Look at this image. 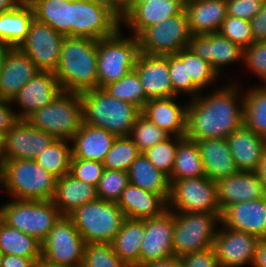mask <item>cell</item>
<instances>
[{"mask_svg": "<svg viewBox=\"0 0 266 267\" xmlns=\"http://www.w3.org/2000/svg\"><path fill=\"white\" fill-rule=\"evenodd\" d=\"M244 86L224 81L188 101L185 137L193 141L227 138L244 123Z\"/></svg>", "mask_w": 266, "mask_h": 267, "instance_id": "obj_1", "label": "cell"}, {"mask_svg": "<svg viewBox=\"0 0 266 267\" xmlns=\"http://www.w3.org/2000/svg\"><path fill=\"white\" fill-rule=\"evenodd\" d=\"M55 76L64 91L82 93L98 88L97 40L65 36Z\"/></svg>", "mask_w": 266, "mask_h": 267, "instance_id": "obj_2", "label": "cell"}, {"mask_svg": "<svg viewBox=\"0 0 266 267\" xmlns=\"http://www.w3.org/2000/svg\"><path fill=\"white\" fill-rule=\"evenodd\" d=\"M57 178L35 160L3 161L0 171V193L18 200H52Z\"/></svg>", "mask_w": 266, "mask_h": 267, "instance_id": "obj_3", "label": "cell"}, {"mask_svg": "<svg viewBox=\"0 0 266 267\" xmlns=\"http://www.w3.org/2000/svg\"><path fill=\"white\" fill-rule=\"evenodd\" d=\"M83 122L100 127L116 137L129 136L141 110L132 103L112 97L103 88L80 93Z\"/></svg>", "mask_w": 266, "mask_h": 267, "instance_id": "obj_4", "label": "cell"}, {"mask_svg": "<svg viewBox=\"0 0 266 267\" xmlns=\"http://www.w3.org/2000/svg\"><path fill=\"white\" fill-rule=\"evenodd\" d=\"M3 199L0 201V219L41 243L62 216L52 200Z\"/></svg>", "mask_w": 266, "mask_h": 267, "instance_id": "obj_5", "label": "cell"}, {"mask_svg": "<svg viewBox=\"0 0 266 267\" xmlns=\"http://www.w3.org/2000/svg\"><path fill=\"white\" fill-rule=\"evenodd\" d=\"M55 139L71 140L83 122L80 93L61 90L53 101L25 119Z\"/></svg>", "mask_w": 266, "mask_h": 267, "instance_id": "obj_6", "label": "cell"}, {"mask_svg": "<svg viewBox=\"0 0 266 267\" xmlns=\"http://www.w3.org/2000/svg\"><path fill=\"white\" fill-rule=\"evenodd\" d=\"M139 54L138 38L121 28L114 35L97 40L98 88H104L134 70Z\"/></svg>", "mask_w": 266, "mask_h": 267, "instance_id": "obj_7", "label": "cell"}, {"mask_svg": "<svg viewBox=\"0 0 266 267\" xmlns=\"http://www.w3.org/2000/svg\"><path fill=\"white\" fill-rule=\"evenodd\" d=\"M69 217L86 244L111 243L126 219L116 202L101 199L85 203Z\"/></svg>", "mask_w": 266, "mask_h": 267, "instance_id": "obj_8", "label": "cell"}, {"mask_svg": "<svg viewBox=\"0 0 266 267\" xmlns=\"http://www.w3.org/2000/svg\"><path fill=\"white\" fill-rule=\"evenodd\" d=\"M219 214L174 212L173 252L183 257L213 247Z\"/></svg>", "mask_w": 266, "mask_h": 267, "instance_id": "obj_9", "label": "cell"}, {"mask_svg": "<svg viewBox=\"0 0 266 267\" xmlns=\"http://www.w3.org/2000/svg\"><path fill=\"white\" fill-rule=\"evenodd\" d=\"M167 209L173 212L221 215L216 183L207 176L169 180Z\"/></svg>", "mask_w": 266, "mask_h": 267, "instance_id": "obj_10", "label": "cell"}, {"mask_svg": "<svg viewBox=\"0 0 266 267\" xmlns=\"http://www.w3.org/2000/svg\"><path fill=\"white\" fill-rule=\"evenodd\" d=\"M42 244V259L56 267H82L86 242L69 216H61Z\"/></svg>", "mask_w": 266, "mask_h": 267, "instance_id": "obj_11", "label": "cell"}, {"mask_svg": "<svg viewBox=\"0 0 266 267\" xmlns=\"http://www.w3.org/2000/svg\"><path fill=\"white\" fill-rule=\"evenodd\" d=\"M185 9L164 22L145 28L138 36L140 52L148 55H172L189 46L191 39Z\"/></svg>", "mask_w": 266, "mask_h": 267, "instance_id": "obj_12", "label": "cell"}, {"mask_svg": "<svg viewBox=\"0 0 266 267\" xmlns=\"http://www.w3.org/2000/svg\"><path fill=\"white\" fill-rule=\"evenodd\" d=\"M188 48L202 60L210 63L223 81H231L229 76L235 72L238 74L237 68L242 70L240 67L243 65V49L219 32L192 35ZM231 66L233 69L235 68V72H232Z\"/></svg>", "mask_w": 266, "mask_h": 267, "instance_id": "obj_13", "label": "cell"}, {"mask_svg": "<svg viewBox=\"0 0 266 267\" xmlns=\"http://www.w3.org/2000/svg\"><path fill=\"white\" fill-rule=\"evenodd\" d=\"M120 28L121 21L106 7L91 0H71V36L100 40Z\"/></svg>", "mask_w": 266, "mask_h": 267, "instance_id": "obj_14", "label": "cell"}, {"mask_svg": "<svg viewBox=\"0 0 266 267\" xmlns=\"http://www.w3.org/2000/svg\"><path fill=\"white\" fill-rule=\"evenodd\" d=\"M64 38V35L34 18L19 48L29 56L39 71L55 74Z\"/></svg>", "mask_w": 266, "mask_h": 267, "instance_id": "obj_15", "label": "cell"}, {"mask_svg": "<svg viewBox=\"0 0 266 267\" xmlns=\"http://www.w3.org/2000/svg\"><path fill=\"white\" fill-rule=\"evenodd\" d=\"M260 238L223 227L218 228L213 249L220 267H253Z\"/></svg>", "mask_w": 266, "mask_h": 267, "instance_id": "obj_16", "label": "cell"}, {"mask_svg": "<svg viewBox=\"0 0 266 267\" xmlns=\"http://www.w3.org/2000/svg\"><path fill=\"white\" fill-rule=\"evenodd\" d=\"M55 138L45 131L32 127L25 119H19L3 137V161L38 157Z\"/></svg>", "mask_w": 266, "mask_h": 267, "instance_id": "obj_17", "label": "cell"}, {"mask_svg": "<svg viewBox=\"0 0 266 267\" xmlns=\"http://www.w3.org/2000/svg\"><path fill=\"white\" fill-rule=\"evenodd\" d=\"M173 234V211L167 209L157 217L145 219V235L141 241L140 264L174 256Z\"/></svg>", "mask_w": 266, "mask_h": 267, "instance_id": "obj_18", "label": "cell"}, {"mask_svg": "<svg viewBox=\"0 0 266 267\" xmlns=\"http://www.w3.org/2000/svg\"><path fill=\"white\" fill-rule=\"evenodd\" d=\"M52 72H38L12 98L11 103L19 119H26L34 111L50 104L61 91Z\"/></svg>", "mask_w": 266, "mask_h": 267, "instance_id": "obj_19", "label": "cell"}, {"mask_svg": "<svg viewBox=\"0 0 266 267\" xmlns=\"http://www.w3.org/2000/svg\"><path fill=\"white\" fill-rule=\"evenodd\" d=\"M184 9L185 0H147L135 6L121 20V29L137 37L145 28L160 24Z\"/></svg>", "mask_w": 266, "mask_h": 267, "instance_id": "obj_20", "label": "cell"}, {"mask_svg": "<svg viewBox=\"0 0 266 267\" xmlns=\"http://www.w3.org/2000/svg\"><path fill=\"white\" fill-rule=\"evenodd\" d=\"M136 71L147 100L176 97L172 88L169 72V55L139 54Z\"/></svg>", "mask_w": 266, "mask_h": 267, "instance_id": "obj_21", "label": "cell"}, {"mask_svg": "<svg viewBox=\"0 0 266 267\" xmlns=\"http://www.w3.org/2000/svg\"><path fill=\"white\" fill-rule=\"evenodd\" d=\"M188 101L179 96L150 99L141 113L170 136L185 137Z\"/></svg>", "mask_w": 266, "mask_h": 267, "instance_id": "obj_22", "label": "cell"}, {"mask_svg": "<svg viewBox=\"0 0 266 267\" xmlns=\"http://www.w3.org/2000/svg\"><path fill=\"white\" fill-rule=\"evenodd\" d=\"M40 72L20 48H9L0 68V99L12 100Z\"/></svg>", "mask_w": 266, "mask_h": 267, "instance_id": "obj_23", "label": "cell"}, {"mask_svg": "<svg viewBox=\"0 0 266 267\" xmlns=\"http://www.w3.org/2000/svg\"><path fill=\"white\" fill-rule=\"evenodd\" d=\"M215 183L221 211L232 204L265 197L266 190L255 172L239 171Z\"/></svg>", "mask_w": 266, "mask_h": 267, "instance_id": "obj_24", "label": "cell"}, {"mask_svg": "<svg viewBox=\"0 0 266 267\" xmlns=\"http://www.w3.org/2000/svg\"><path fill=\"white\" fill-rule=\"evenodd\" d=\"M221 225L236 231L256 235L260 239L266 232V199L232 204L220 215Z\"/></svg>", "mask_w": 266, "mask_h": 267, "instance_id": "obj_25", "label": "cell"}, {"mask_svg": "<svg viewBox=\"0 0 266 267\" xmlns=\"http://www.w3.org/2000/svg\"><path fill=\"white\" fill-rule=\"evenodd\" d=\"M226 140L238 170L255 172L266 148V139L255 134L243 123Z\"/></svg>", "mask_w": 266, "mask_h": 267, "instance_id": "obj_26", "label": "cell"}, {"mask_svg": "<svg viewBox=\"0 0 266 267\" xmlns=\"http://www.w3.org/2000/svg\"><path fill=\"white\" fill-rule=\"evenodd\" d=\"M116 136L105 129L82 122L70 140L72 158L103 162Z\"/></svg>", "mask_w": 266, "mask_h": 267, "instance_id": "obj_27", "label": "cell"}, {"mask_svg": "<svg viewBox=\"0 0 266 267\" xmlns=\"http://www.w3.org/2000/svg\"><path fill=\"white\" fill-rule=\"evenodd\" d=\"M192 35L218 32L227 18L226 0H185Z\"/></svg>", "mask_w": 266, "mask_h": 267, "instance_id": "obj_28", "label": "cell"}, {"mask_svg": "<svg viewBox=\"0 0 266 267\" xmlns=\"http://www.w3.org/2000/svg\"><path fill=\"white\" fill-rule=\"evenodd\" d=\"M117 205L126 218L139 220L157 217L167 210V202L159 194L131 183L122 191Z\"/></svg>", "mask_w": 266, "mask_h": 267, "instance_id": "obj_29", "label": "cell"}, {"mask_svg": "<svg viewBox=\"0 0 266 267\" xmlns=\"http://www.w3.org/2000/svg\"><path fill=\"white\" fill-rule=\"evenodd\" d=\"M207 177L216 181L239 172L226 138L196 140Z\"/></svg>", "mask_w": 266, "mask_h": 267, "instance_id": "obj_30", "label": "cell"}, {"mask_svg": "<svg viewBox=\"0 0 266 267\" xmlns=\"http://www.w3.org/2000/svg\"><path fill=\"white\" fill-rule=\"evenodd\" d=\"M97 199L96 186L80 181L68 173L57 179L52 201L62 216H69L80 206Z\"/></svg>", "mask_w": 266, "mask_h": 267, "instance_id": "obj_31", "label": "cell"}, {"mask_svg": "<svg viewBox=\"0 0 266 267\" xmlns=\"http://www.w3.org/2000/svg\"><path fill=\"white\" fill-rule=\"evenodd\" d=\"M33 19V9L26 0L14 9L0 14V41L10 48H19L27 37Z\"/></svg>", "mask_w": 266, "mask_h": 267, "instance_id": "obj_32", "label": "cell"}, {"mask_svg": "<svg viewBox=\"0 0 266 267\" xmlns=\"http://www.w3.org/2000/svg\"><path fill=\"white\" fill-rule=\"evenodd\" d=\"M144 235L145 219L126 218L111 242L115 254L131 267H136L140 264V248Z\"/></svg>", "mask_w": 266, "mask_h": 267, "instance_id": "obj_33", "label": "cell"}, {"mask_svg": "<svg viewBox=\"0 0 266 267\" xmlns=\"http://www.w3.org/2000/svg\"><path fill=\"white\" fill-rule=\"evenodd\" d=\"M127 172L129 183L159 194L167 202L170 187L169 179L148 160L144 153L137 156Z\"/></svg>", "mask_w": 266, "mask_h": 267, "instance_id": "obj_34", "label": "cell"}, {"mask_svg": "<svg viewBox=\"0 0 266 267\" xmlns=\"http://www.w3.org/2000/svg\"><path fill=\"white\" fill-rule=\"evenodd\" d=\"M34 18L64 36H71V0H26Z\"/></svg>", "mask_w": 266, "mask_h": 267, "instance_id": "obj_35", "label": "cell"}, {"mask_svg": "<svg viewBox=\"0 0 266 267\" xmlns=\"http://www.w3.org/2000/svg\"><path fill=\"white\" fill-rule=\"evenodd\" d=\"M243 118L249 129L266 139V84L244 86Z\"/></svg>", "mask_w": 266, "mask_h": 267, "instance_id": "obj_36", "label": "cell"}, {"mask_svg": "<svg viewBox=\"0 0 266 267\" xmlns=\"http://www.w3.org/2000/svg\"><path fill=\"white\" fill-rule=\"evenodd\" d=\"M0 252L24 258H42V244L36 238L6 225L0 219Z\"/></svg>", "mask_w": 266, "mask_h": 267, "instance_id": "obj_37", "label": "cell"}, {"mask_svg": "<svg viewBox=\"0 0 266 267\" xmlns=\"http://www.w3.org/2000/svg\"><path fill=\"white\" fill-rule=\"evenodd\" d=\"M206 176L196 141L184 137L179 143L169 180Z\"/></svg>", "mask_w": 266, "mask_h": 267, "instance_id": "obj_38", "label": "cell"}, {"mask_svg": "<svg viewBox=\"0 0 266 267\" xmlns=\"http://www.w3.org/2000/svg\"><path fill=\"white\" fill-rule=\"evenodd\" d=\"M176 55L186 63L187 81H192L201 91L217 88L224 82L210 63L202 60L188 47Z\"/></svg>", "mask_w": 266, "mask_h": 267, "instance_id": "obj_39", "label": "cell"}, {"mask_svg": "<svg viewBox=\"0 0 266 267\" xmlns=\"http://www.w3.org/2000/svg\"><path fill=\"white\" fill-rule=\"evenodd\" d=\"M242 68L244 69L240 71V74L242 72L244 73L238 75V77L236 74H234L233 76H231V81H234L242 86H248V81L252 80L253 77H255V79L258 81L253 79L252 81H254V83L266 84V40L253 42L249 47L243 49ZM242 75H244L245 77ZM247 75H249V80H247Z\"/></svg>", "mask_w": 266, "mask_h": 267, "instance_id": "obj_40", "label": "cell"}, {"mask_svg": "<svg viewBox=\"0 0 266 267\" xmlns=\"http://www.w3.org/2000/svg\"><path fill=\"white\" fill-rule=\"evenodd\" d=\"M71 158V142L64 139H55L34 160L43 169L59 179L70 172Z\"/></svg>", "mask_w": 266, "mask_h": 267, "instance_id": "obj_41", "label": "cell"}, {"mask_svg": "<svg viewBox=\"0 0 266 267\" xmlns=\"http://www.w3.org/2000/svg\"><path fill=\"white\" fill-rule=\"evenodd\" d=\"M103 89L112 97L132 103L140 110L143 109L148 101L143 85L135 70L128 72L123 78L108 84Z\"/></svg>", "mask_w": 266, "mask_h": 267, "instance_id": "obj_42", "label": "cell"}, {"mask_svg": "<svg viewBox=\"0 0 266 267\" xmlns=\"http://www.w3.org/2000/svg\"><path fill=\"white\" fill-rule=\"evenodd\" d=\"M139 154L137 146L129 136H120L115 138L102 163L105 169L127 172Z\"/></svg>", "mask_w": 266, "mask_h": 267, "instance_id": "obj_43", "label": "cell"}, {"mask_svg": "<svg viewBox=\"0 0 266 267\" xmlns=\"http://www.w3.org/2000/svg\"><path fill=\"white\" fill-rule=\"evenodd\" d=\"M169 136L168 133L157 127L142 113L136 118L135 124L129 134V137L137 146L140 153H143L157 143L164 141Z\"/></svg>", "mask_w": 266, "mask_h": 267, "instance_id": "obj_44", "label": "cell"}, {"mask_svg": "<svg viewBox=\"0 0 266 267\" xmlns=\"http://www.w3.org/2000/svg\"><path fill=\"white\" fill-rule=\"evenodd\" d=\"M183 138L184 137L169 136L164 141L157 143L143 153L159 171L169 178L173 171L178 143Z\"/></svg>", "mask_w": 266, "mask_h": 267, "instance_id": "obj_45", "label": "cell"}, {"mask_svg": "<svg viewBox=\"0 0 266 267\" xmlns=\"http://www.w3.org/2000/svg\"><path fill=\"white\" fill-rule=\"evenodd\" d=\"M82 267H131L114 252L111 243L85 245Z\"/></svg>", "mask_w": 266, "mask_h": 267, "instance_id": "obj_46", "label": "cell"}, {"mask_svg": "<svg viewBox=\"0 0 266 267\" xmlns=\"http://www.w3.org/2000/svg\"><path fill=\"white\" fill-rule=\"evenodd\" d=\"M169 72L172 88L177 96L190 100L202 92L192 81H187L186 63L176 54L169 55Z\"/></svg>", "mask_w": 266, "mask_h": 267, "instance_id": "obj_47", "label": "cell"}, {"mask_svg": "<svg viewBox=\"0 0 266 267\" xmlns=\"http://www.w3.org/2000/svg\"><path fill=\"white\" fill-rule=\"evenodd\" d=\"M128 184V172L105 169L96 186L97 197L101 200L117 203Z\"/></svg>", "mask_w": 266, "mask_h": 267, "instance_id": "obj_48", "label": "cell"}, {"mask_svg": "<svg viewBox=\"0 0 266 267\" xmlns=\"http://www.w3.org/2000/svg\"><path fill=\"white\" fill-rule=\"evenodd\" d=\"M218 32L242 49L249 47L254 42L250 22L235 16L227 15Z\"/></svg>", "mask_w": 266, "mask_h": 267, "instance_id": "obj_49", "label": "cell"}, {"mask_svg": "<svg viewBox=\"0 0 266 267\" xmlns=\"http://www.w3.org/2000/svg\"><path fill=\"white\" fill-rule=\"evenodd\" d=\"M105 168L102 162L84 159H71L70 174L80 181L97 186Z\"/></svg>", "mask_w": 266, "mask_h": 267, "instance_id": "obj_50", "label": "cell"}, {"mask_svg": "<svg viewBox=\"0 0 266 267\" xmlns=\"http://www.w3.org/2000/svg\"><path fill=\"white\" fill-rule=\"evenodd\" d=\"M265 0H226L227 15L252 19L262 8Z\"/></svg>", "mask_w": 266, "mask_h": 267, "instance_id": "obj_51", "label": "cell"}, {"mask_svg": "<svg viewBox=\"0 0 266 267\" xmlns=\"http://www.w3.org/2000/svg\"><path fill=\"white\" fill-rule=\"evenodd\" d=\"M182 267H220L213 247L180 258Z\"/></svg>", "mask_w": 266, "mask_h": 267, "instance_id": "obj_52", "label": "cell"}, {"mask_svg": "<svg viewBox=\"0 0 266 267\" xmlns=\"http://www.w3.org/2000/svg\"><path fill=\"white\" fill-rule=\"evenodd\" d=\"M18 120L19 117L11 101L0 99V136L3 138Z\"/></svg>", "mask_w": 266, "mask_h": 267, "instance_id": "obj_53", "label": "cell"}, {"mask_svg": "<svg viewBox=\"0 0 266 267\" xmlns=\"http://www.w3.org/2000/svg\"><path fill=\"white\" fill-rule=\"evenodd\" d=\"M249 22L254 42L266 40V0L260 11Z\"/></svg>", "mask_w": 266, "mask_h": 267, "instance_id": "obj_54", "label": "cell"}, {"mask_svg": "<svg viewBox=\"0 0 266 267\" xmlns=\"http://www.w3.org/2000/svg\"><path fill=\"white\" fill-rule=\"evenodd\" d=\"M42 258H24L16 255H3L2 267H31L33 263Z\"/></svg>", "mask_w": 266, "mask_h": 267, "instance_id": "obj_55", "label": "cell"}, {"mask_svg": "<svg viewBox=\"0 0 266 267\" xmlns=\"http://www.w3.org/2000/svg\"><path fill=\"white\" fill-rule=\"evenodd\" d=\"M96 4L106 7L111 11L120 21L123 19V10L126 0H91Z\"/></svg>", "mask_w": 266, "mask_h": 267, "instance_id": "obj_56", "label": "cell"}, {"mask_svg": "<svg viewBox=\"0 0 266 267\" xmlns=\"http://www.w3.org/2000/svg\"><path fill=\"white\" fill-rule=\"evenodd\" d=\"M136 267H182L180 257L172 256L164 260L148 261Z\"/></svg>", "mask_w": 266, "mask_h": 267, "instance_id": "obj_57", "label": "cell"}, {"mask_svg": "<svg viewBox=\"0 0 266 267\" xmlns=\"http://www.w3.org/2000/svg\"><path fill=\"white\" fill-rule=\"evenodd\" d=\"M253 267H266V242L262 240L257 246Z\"/></svg>", "mask_w": 266, "mask_h": 267, "instance_id": "obj_58", "label": "cell"}, {"mask_svg": "<svg viewBox=\"0 0 266 267\" xmlns=\"http://www.w3.org/2000/svg\"><path fill=\"white\" fill-rule=\"evenodd\" d=\"M255 173L260 181L263 183V186L266 190V148L264 149L261 161L257 167Z\"/></svg>", "mask_w": 266, "mask_h": 267, "instance_id": "obj_59", "label": "cell"}, {"mask_svg": "<svg viewBox=\"0 0 266 267\" xmlns=\"http://www.w3.org/2000/svg\"><path fill=\"white\" fill-rule=\"evenodd\" d=\"M23 0H0V14L17 7Z\"/></svg>", "mask_w": 266, "mask_h": 267, "instance_id": "obj_60", "label": "cell"}, {"mask_svg": "<svg viewBox=\"0 0 266 267\" xmlns=\"http://www.w3.org/2000/svg\"><path fill=\"white\" fill-rule=\"evenodd\" d=\"M147 0H126L123 10V18L137 5L145 2Z\"/></svg>", "mask_w": 266, "mask_h": 267, "instance_id": "obj_61", "label": "cell"}, {"mask_svg": "<svg viewBox=\"0 0 266 267\" xmlns=\"http://www.w3.org/2000/svg\"><path fill=\"white\" fill-rule=\"evenodd\" d=\"M9 48L10 47L6 43L0 41V68L2 66L4 57H5L6 53H7V51L9 50Z\"/></svg>", "mask_w": 266, "mask_h": 267, "instance_id": "obj_62", "label": "cell"}, {"mask_svg": "<svg viewBox=\"0 0 266 267\" xmlns=\"http://www.w3.org/2000/svg\"><path fill=\"white\" fill-rule=\"evenodd\" d=\"M31 267H56L53 264L47 263L45 260L40 259L33 263Z\"/></svg>", "mask_w": 266, "mask_h": 267, "instance_id": "obj_63", "label": "cell"}, {"mask_svg": "<svg viewBox=\"0 0 266 267\" xmlns=\"http://www.w3.org/2000/svg\"><path fill=\"white\" fill-rule=\"evenodd\" d=\"M3 165V138L0 136V171Z\"/></svg>", "mask_w": 266, "mask_h": 267, "instance_id": "obj_64", "label": "cell"}, {"mask_svg": "<svg viewBox=\"0 0 266 267\" xmlns=\"http://www.w3.org/2000/svg\"><path fill=\"white\" fill-rule=\"evenodd\" d=\"M262 241L266 242V232L265 234L263 235V237L261 238Z\"/></svg>", "mask_w": 266, "mask_h": 267, "instance_id": "obj_65", "label": "cell"}, {"mask_svg": "<svg viewBox=\"0 0 266 267\" xmlns=\"http://www.w3.org/2000/svg\"><path fill=\"white\" fill-rule=\"evenodd\" d=\"M2 253L0 252V267H2Z\"/></svg>", "mask_w": 266, "mask_h": 267, "instance_id": "obj_66", "label": "cell"}]
</instances>
